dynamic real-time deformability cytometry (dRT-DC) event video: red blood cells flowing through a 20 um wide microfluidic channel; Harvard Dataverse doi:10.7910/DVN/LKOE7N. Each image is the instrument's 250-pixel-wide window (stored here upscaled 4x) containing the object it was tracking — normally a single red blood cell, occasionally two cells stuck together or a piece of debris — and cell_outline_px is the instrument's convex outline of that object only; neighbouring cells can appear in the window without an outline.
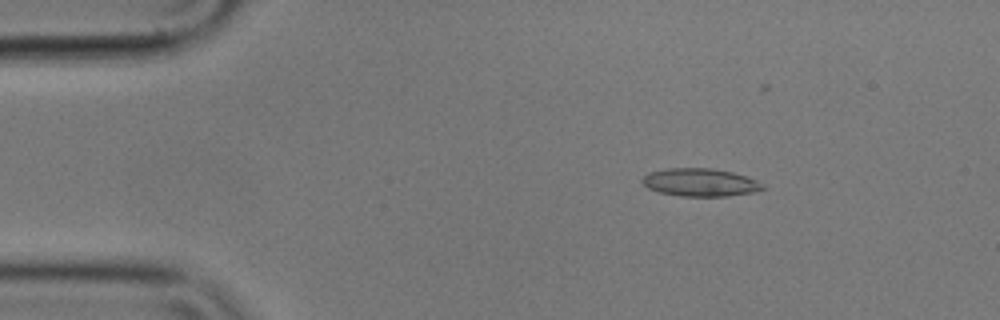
{"species": "common noctule bat (a hibernating species)", "species_latin": "Nyctalus noctula", "temperature_condition": "cold", "stored_images_in_passage": 5, "camera_frame_rate_fps": 3000, "um_per_image_px": 0.085, "animal": {"sex": "male", "body_mass_g": 17.9}, "frame": {"image": 1, "passage_image": 3, "time_ms": 0.667, "image_size_px": [1000, 320], "cell_outline_px": [[768, 188], [756, 192], [728, 196], [680, 196], [660, 192], [648, 188], [640, 180], [648, 172], [664, 168], [712, 168], [732, 172], [756, 180], [764, 184]], "centroid_in_image_um": [59.53, 15.5], "position_along_channel_um": 25.5, "area_um2": 19.77}}